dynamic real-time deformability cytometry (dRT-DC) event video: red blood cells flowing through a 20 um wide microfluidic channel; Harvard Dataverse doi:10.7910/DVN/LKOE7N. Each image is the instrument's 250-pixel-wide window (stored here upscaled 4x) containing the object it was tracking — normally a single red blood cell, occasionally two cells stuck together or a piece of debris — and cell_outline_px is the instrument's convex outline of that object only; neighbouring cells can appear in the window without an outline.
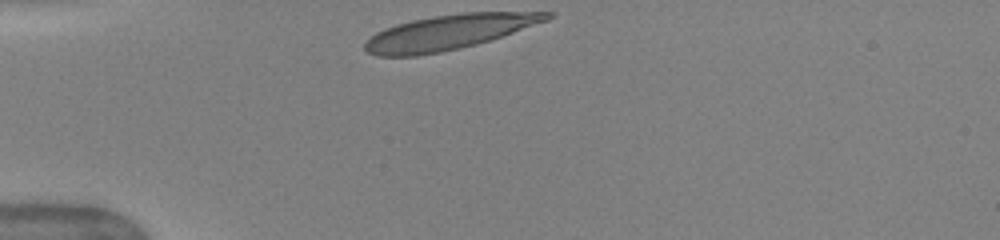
{"species": "human", "species_latin": "Homo sapiens", "temperature_condition": "warm", "stored_images_in_passage": 31, "camera_frame_rate_fps": 3000, "um_per_image_px": 0.085, "donor": {"sex": "female"}, "frame": {"image": 1, "passage_image": 1, "time_ms": 0.0, "image_size_px": [1000, 240], "cell_outline_px": [[556, 16], [548, 20], [476, 44], [460, 48], [440, 52], [416, 56], [376, 56], [368, 52], [364, 48], [364, 44], [376, 32], [384, 28], [396, 24], [412, 20], [432, 16], [464, 12], [556, 12]], "centroid_in_image_um": [38.15, 2.73], "position_along_channel_um": 46.9, "area_um2": 36.7}}
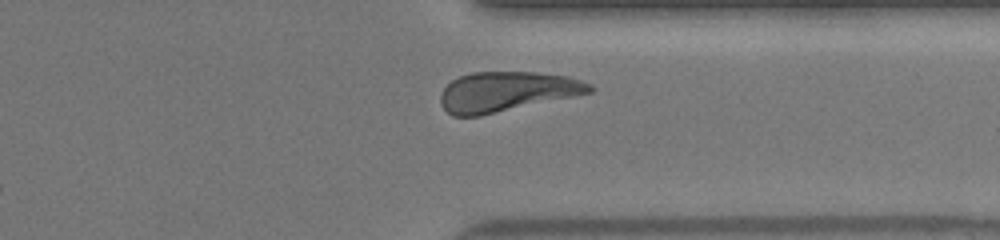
{"frame": {"image": 2, "passage_image": 27, "time_ms": 8.667, "image_size_px": [1000, 240], "cell_outline_px": [[596, 88], [592, 92], [480, 116], [452, 116], [440, 104], [440, 96], [444, 88], [452, 80], [460, 76], [472, 72], [536, 72], [568, 76], [580, 80]], "centroid_in_image_um": [43.05, 7.79], "position_along_channel_um": 368.3, "area_um2": 34.45}}
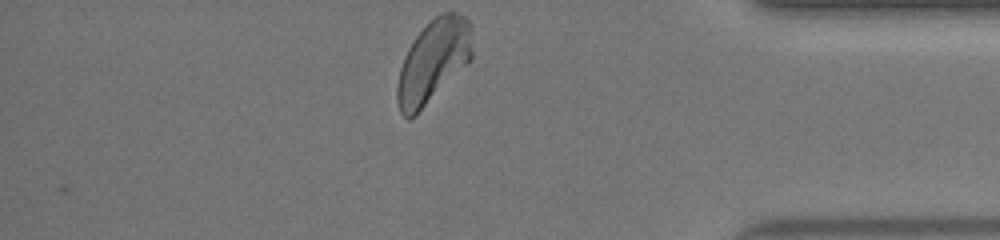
{"frame": {"image": 3, "passage_image": 31, "time_ms": 10.0, "image_size_px": [1000, 240], "cell_outline_px": [[472, 60], [416, 116], [408, 120], [400, 112], [396, 100], [396, 88], [400, 68], [404, 56], [408, 48], [416, 36], [436, 16], [444, 12], [456, 12], [464, 16], [472, 24]], "centroid_in_image_um": [36.84, 5.24], "position_along_channel_um": 398.4, "area_um2": 36.65}, "authors_computed_cell_mechanics": {"area_um2": 36.5296, "velocity_mm_per_s": 4.0169, "shape_relaxation_time_tau1_ms": 4.1198, "shape_relaxation_time_tau2_ms": 0.8463, "deformation_change_tau1": 0.1959, "deformation_change_tau2": 0.1086}}